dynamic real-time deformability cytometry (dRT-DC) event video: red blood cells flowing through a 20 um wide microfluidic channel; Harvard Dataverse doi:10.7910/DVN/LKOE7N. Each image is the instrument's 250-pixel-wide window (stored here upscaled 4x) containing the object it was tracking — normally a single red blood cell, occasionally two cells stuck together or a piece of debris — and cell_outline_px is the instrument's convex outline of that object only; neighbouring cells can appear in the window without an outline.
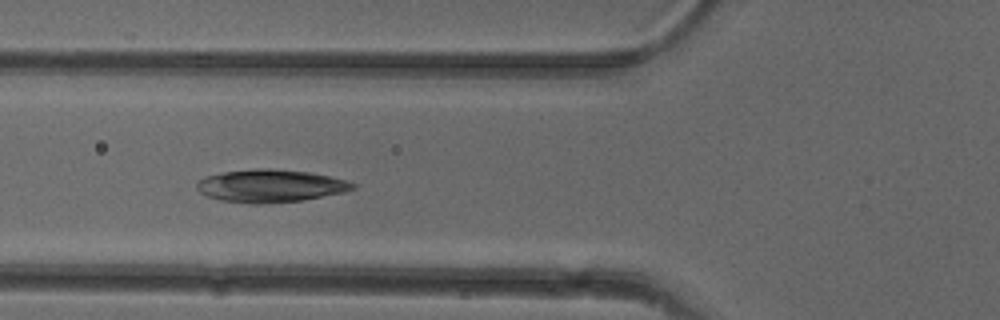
{"species": "common noctule bat (a hibernating species)", "species_latin": "Nyctalus noctula", "temperature_condition": "cold", "stored_images_in_passage": 15, "camera_frame_rate_fps": 3000, "um_per_image_px": 0.085, "animal": {"sex": "female"}, "frame": {"image": 1, "passage_image": 6, "time_ms": 1.667, "image_size_px": [1000, 320], "cell_outline_px": [[356, 188], [344, 192], [304, 200], [260, 204], [248, 204], [220, 200], [208, 196], [200, 192], [196, 188], [196, 180], [204, 176], [224, 172], [256, 168], [272, 168], [308, 172], [348, 180], [356, 184]], "centroid_in_image_um": [22.97, 15.8], "position_along_channel_um": 102.8, "area_um2": 30.0}}